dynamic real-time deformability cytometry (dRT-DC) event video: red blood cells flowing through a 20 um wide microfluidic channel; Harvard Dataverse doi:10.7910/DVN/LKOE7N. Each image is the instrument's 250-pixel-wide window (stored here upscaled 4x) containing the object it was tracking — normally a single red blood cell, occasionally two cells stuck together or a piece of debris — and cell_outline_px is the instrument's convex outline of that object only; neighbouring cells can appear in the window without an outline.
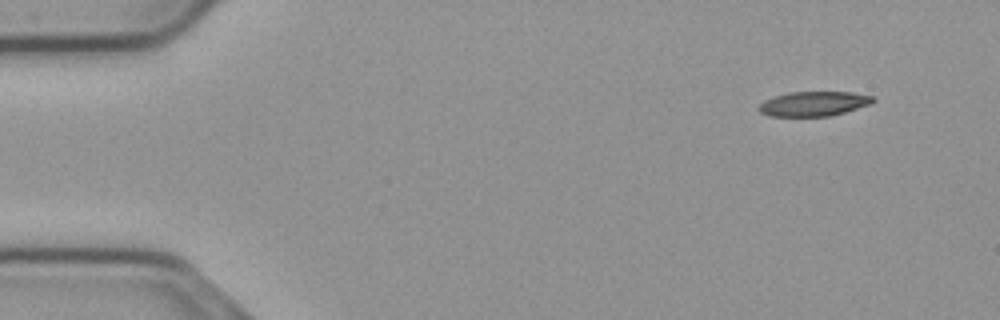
{"species": "common noctule bat (a hibernating species)", "species_latin": "Nyctalus noctula", "temperature_condition": "cold", "stored_images_in_passage": 10, "camera_frame_rate_fps": 3000, "um_per_image_px": 0.085, "animal": {"sex": "male", "body_mass_g": 23.1, "forearm_length_mm": 52.7}, "frame": {"image": 1, "passage_image": 1, "time_ms": 0.0, "image_size_px": [1000, 320], "cell_outline_px": [[876, 100], [872, 104], [832, 116], [768, 116], [760, 112], [756, 108], [764, 100], [788, 92], [852, 92], [872, 96]], "centroid_in_image_um": [69.18, 8.82], "position_along_channel_um": 15.8, "area_um2": 16.53}}